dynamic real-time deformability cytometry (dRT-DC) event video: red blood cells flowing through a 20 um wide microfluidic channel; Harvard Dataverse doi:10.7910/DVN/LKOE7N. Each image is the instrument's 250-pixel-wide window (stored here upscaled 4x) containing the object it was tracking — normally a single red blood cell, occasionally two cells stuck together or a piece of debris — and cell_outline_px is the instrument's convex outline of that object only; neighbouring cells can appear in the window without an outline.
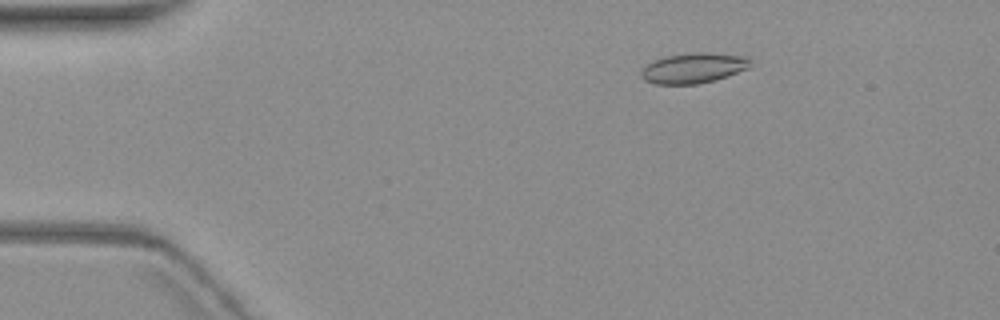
{"species": "common noctule bat (a hibernating species)", "species_latin": "Nyctalus noctula", "temperature_condition": "warm", "stored_images_in_passage": 8, "camera_frame_rate_fps": 3000, "um_per_image_px": 0.085, "animal": {"sex": "female", "body_mass_g": 19.3, "forearm_length_mm": 54.1}, "frame": {"image": 1, "passage_image": 3, "time_ms": 2.333, "image_size_px": [1000, 320], "cell_outline_px": [[752, 60], [748, 68], [716, 80], [696, 84], [656, 84], [644, 80], [640, 76], [640, 72], [652, 60], [664, 56], [692, 52], [708, 52], [748, 56]], "centroid_in_image_um": [58.95, 5.77], "position_along_channel_um": 26.1, "area_um2": 19.48}}
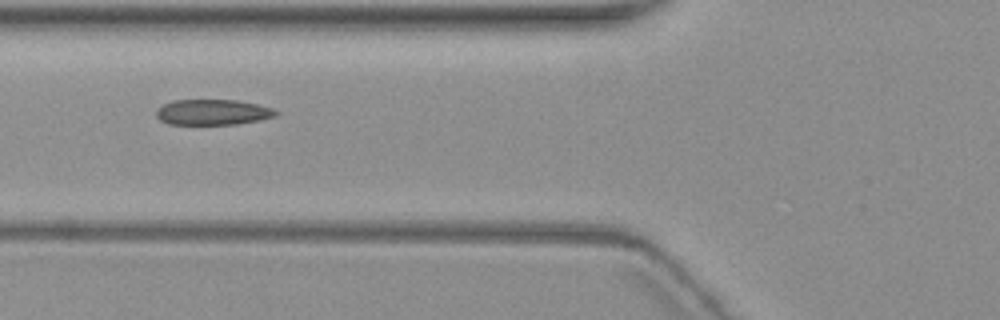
{"frame": {"image": 2, "passage_image": 6, "time_ms": 6.667, "image_size_px": [1000, 320], "cell_outline_px": [[280, 112], [276, 116], [260, 120], [236, 124], [168, 124], [160, 120], [156, 116], [156, 108], [172, 100], [236, 100], [260, 104], [272, 108]], "centroid_in_image_um": [18.09, 9.53], "position_along_channel_um": 107.7, "area_um2": 17.98}}
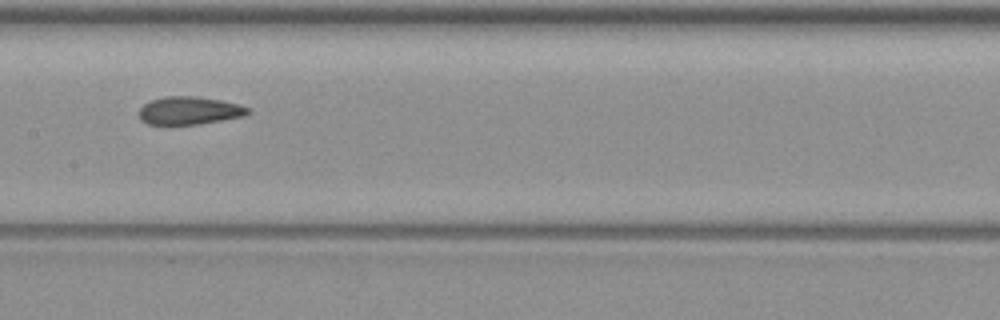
{"frame": {"image": 3, "passage_image": 8, "time_ms": 9.0, "image_size_px": [1000, 320], "cell_outline_px": [[252, 112], [244, 116], [196, 124], [148, 124], [140, 120], [140, 108], [144, 104], [152, 100], [164, 96], [196, 96], [220, 100], [240, 104], [252, 108]], "centroid_in_image_um": [16.14, 9.39], "position_along_channel_um": 191.3, "area_um2": 17.69}}